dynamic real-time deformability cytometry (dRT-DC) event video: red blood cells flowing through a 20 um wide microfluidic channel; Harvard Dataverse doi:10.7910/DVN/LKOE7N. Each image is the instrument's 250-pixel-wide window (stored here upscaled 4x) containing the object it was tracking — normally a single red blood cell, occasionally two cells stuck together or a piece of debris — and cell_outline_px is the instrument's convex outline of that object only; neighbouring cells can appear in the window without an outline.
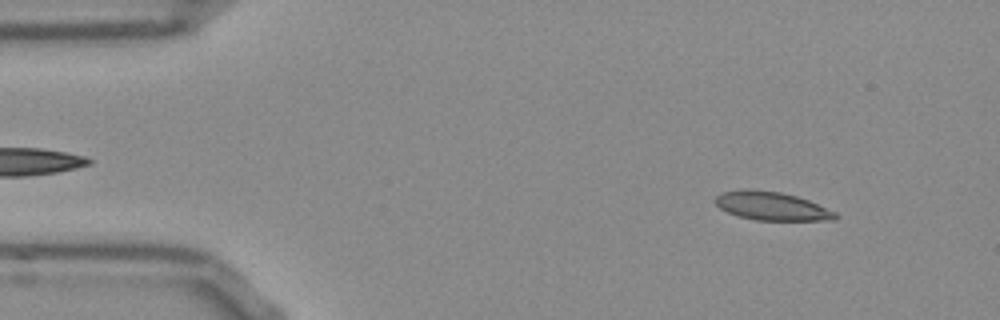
{"species": "Egyptian fruit bat (a non-hibernating species)", "species_latin": "Rousettus aegyptiacus", "temperature_condition": "room temperature", "stored_images_in_passage": 52, "camera_frame_rate_fps": 3000, "um_per_image_px": 0.085, "frame": {"image": 1, "passage_image": 5, "time_ms": 1.333, "image_size_px": [1000, 320], "cell_outline_px": [[840, 216], [836, 220], [756, 220], [740, 216], [728, 212], [720, 208], [712, 200], [720, 192], [780, 192], [796, 196], [808, 200], [836, 212]], "centroid_in_image_um": [65.66, 17.56], "position_along_channel_um": 19.3, "area_um2": 19.13}}
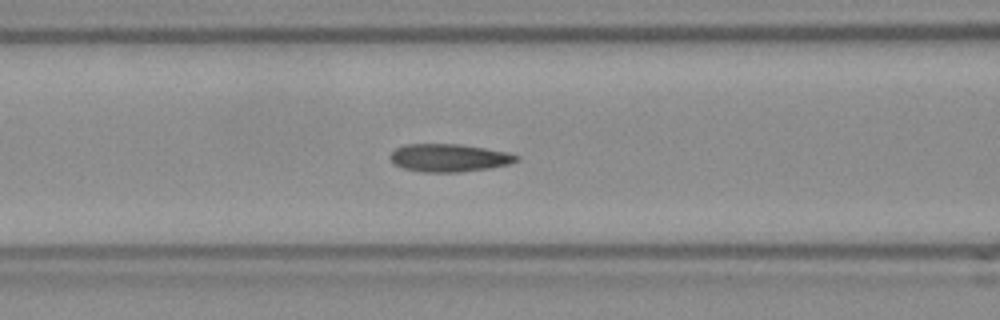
{"frame": {"image": 2, "passage_image": 20, "time_ms": 6.333, "image_size_px": [1000, 320], "cell_outline_px": [[520, 160], [508, 164], [488, 168], [460, 172], [424, 172], [404, 168], [392, 164], [388, 156], [396, 148], [404, 144], [460, 144], [508, 152], [520, 156]], "centroid_in_image_um": [38.15, 13.41], "position_along_channel_um": 128.5, "area_um2": 20.58}}
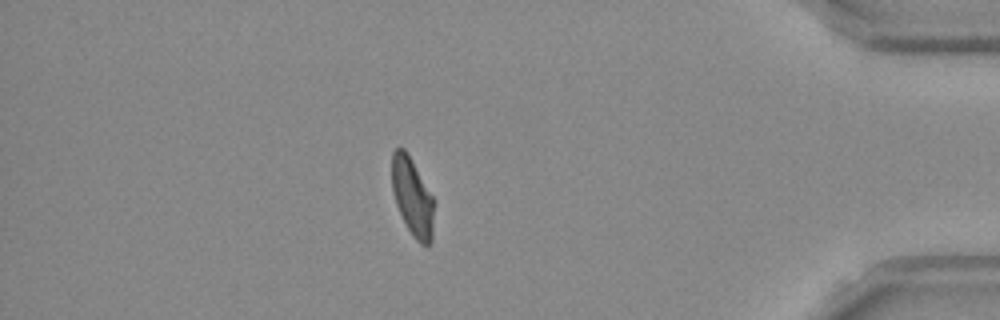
{"frame": {"image": 3, "passage_image": 45, "time_ms": 14.667, "image_size_px": [1000, 320], "cell_outline_px": [[432, 240], [428, 244], [420, 244], [412, 236], [396, 204], [392, 188], [392, 152], [396, 148], [404, 148], [432, 196]], "centroid_in_image_um": [35.02, 16.74], "position_along_channel_um": 400.2, "area_um2": 18.38}, "authors_computed_cell_mechanics": {"area_um2": 19.8254, "velocity_mm_per_s": 3.7934, "shape_relaxation_time_tau1_ms": 5.8683, "shape_relaxation_time_tau2_ms": 1.3985, "deformation_change_tau1": 0.1771, "deformation_change_tau2": 0.0947}}